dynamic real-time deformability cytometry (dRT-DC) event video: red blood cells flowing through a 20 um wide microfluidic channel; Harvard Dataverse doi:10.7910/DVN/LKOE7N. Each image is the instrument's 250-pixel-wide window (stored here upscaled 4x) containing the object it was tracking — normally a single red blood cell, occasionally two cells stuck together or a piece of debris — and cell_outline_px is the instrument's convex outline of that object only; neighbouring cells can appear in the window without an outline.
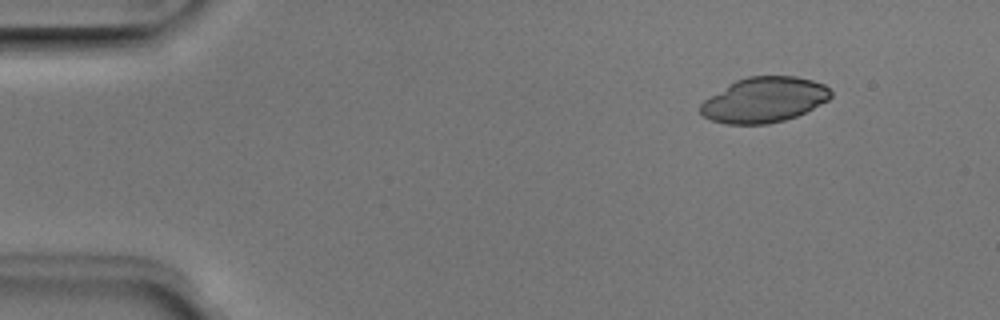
{"species": "Egyptian fruit bat (a non-hibernating species)", "species_latin": "Rousettus aegyptiacus", "temperature_condition": "room temperature", "stored_images_in_passage": 4, "camera_frame_rate_fps": 3000, "um_per_image_px": 0.085, "animal": {"sex": "male"}, "frame": {"image": 1, "passage_image": 2, "time_ms": 0.333, "image_size_px": [1000, 320], "cell_outline_px": [[832, 96], [828, 100], [796, 116], [784, 120], [768, 124], [724, 124], [712, 120], [704, 116], [700, 112], [700, 104], [704, 100], [736, 80], [748, 76], [796, 76], [812, 80], [824, 84], [832, 92]], "centroid_in_image_um": [64.95, 8.49], "position_along_channel_um": 20.0, "area_um2": 34.16}}